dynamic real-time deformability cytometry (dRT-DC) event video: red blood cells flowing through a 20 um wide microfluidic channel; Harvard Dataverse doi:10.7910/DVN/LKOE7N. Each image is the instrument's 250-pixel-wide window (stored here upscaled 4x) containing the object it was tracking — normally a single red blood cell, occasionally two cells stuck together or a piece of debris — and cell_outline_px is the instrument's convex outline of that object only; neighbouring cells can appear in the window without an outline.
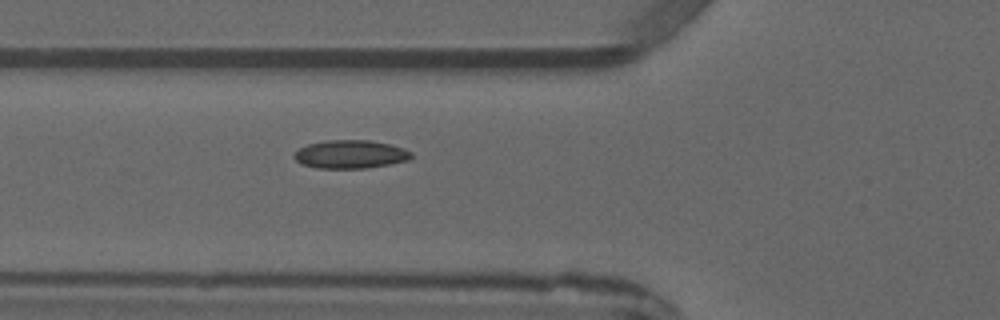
{"species": "common noctule bat (a hibernating species)", "species_latin": "Nyctalus noctula", "temperature_condition": "warm", "stored_images_in_passage": 5, "camera_frame_rate_fps": 3000, "um_per_image_px": 0.085, "animal": {"sex": "male", "forearm_length_mm": 52.5}, "frame": {"image": 1, "passage_image": 5, "time_ms": 4.667, "image_size_px": [1000, 320], "cell_outline_px": [[412, 156], [408, 160], [392, 164], [368, 168], [316, 168], [300, 164], [292, 156], [300, 148], [308, 144], [324, 140], [372, 140], [392, 144], [404, 148], [412, 152]], "centroid_in_image_um": [29.81, 13.11], "position_along_channel_um": 96.0, "area_um2": 19.59}}